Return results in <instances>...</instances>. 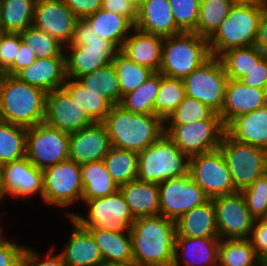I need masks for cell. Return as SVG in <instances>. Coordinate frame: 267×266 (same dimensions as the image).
<instances>
[{"label": "cell", "instance_id": "obj_1", "mask_svg": "<svg viewBox=\"0 0 267 266\" xmlns=\"http://www.w3.org/2000/svg\"><path fill=\"white\" fill-rule=\"evenodd\" d=\"M102 124L111 146L141 152L165 133V122L155 114H137L113 105Z\"/></svg>", "mask_w": 267, "mask_h": 266}, {"label": "cell", "instance_id": "obj_2", "mask_svg": "<svg viewBox=\"0 0 267 266\" xmlns=\"http://www.w3.org/2000/svg\"><path fill=\"white\" fill-rule=\"evenodd\" d=\"M134 262L173 266L176 223L162 215L136 218L131 225Z\"/></svg>", "mask_w": 267, "mask_h": 266}, {"label": "cell", "instance_id": "obj_3", "mask_svg": "<svg viewBox=\"0 0 267 266\" xmlns=\"http://www.w3.org/2000/svg\"><path fill=\"white\" fill-rule=\"evenodd\" d=\"M46 94L15 76L0 75V121L25 128L42 123Z\"/></svg>", "mask_w": 267, "mask_h": 266}, {"label": "cell", "instance_id": "obj_4", "mask_svg": "<svg viewBox=\"0 0 267 266\" xmlns=\"http://www.w3.org/2000/svg\"><path fill=\"white\" fill-rule=\"evenodd\" d=\"M67 47L71 52L66 56V75L71 79L91 74L108 65L119 51L112 42L99 37L84 19L76 21Z\"/></svg>", "mask_w": 267, "mask_h": 266}, {"label": "cell", "instance_id": "obj_5", "mask_svg": "<svg viewBox=\"0 0 267 266\" xmlns=\"http://www.w3.org/2000/svg\"><path fill=\"white\" fill-rule=\"evenodd\" d=\"M211 57L206 38L195 32L164 37L159 72L171 79H184Z\"/></svg>", "mask_w": 267, "mask_h": 266}, {"label": "cell", "instance_id": "obj_6", "mask_svg": "<svg viewBox=\"0 0 267 266\" xmlns=\"http://www.w3.org/2000/svg\"><path fill=\"white\" fill-rule=\"evenodd\" d=\"M263 8L264 0L253 5H233L219 29L208 40L211 56L219 57L229 49L254 45Z\"/></svg>", "mask_w": 267, "mask_h": 266}, {"label": "cell", "instance_id": "obj_7", "mask_svg": "<svg viewBox=\"0 0 267 266\" xmlns=\"http://www.w3.org/2000/svg\"><path fill=\"white\" fill-rule=\"evenodd\" d=\"M189 157L164 133L157 141L138 153L137 179L160 184L189 174Z\"/></svg>", "mask_w": 267, "mask_h": 266}, {"label": "cell", "instance_id": "obj_8", "mask_svg": "<svg viewBox=\"0 0 267 266\" xmlns=\"http://www.w3.org/2000/svg\"><path fill=\"white\" fill-rule=\"evenodd\" d=\"M222 151L232 182L237 191L249 187L258 177L267 172V150L240 143L226 132L219 146Z\"/></svg>", "mask_w": 267, "mask_h": 266}, {"label": "cell", "instance_id": "obj_9", "mask_svg": "<svg viewBox=\"0 0 267 266\" xmlns=\"http://www.w3.org/2000/svg\"><path fill=\"white\" fill-rule=\"evenodd\" d=\"M87 217L66 212L68 218L75 219L83 228H100L110 232L127 233L135 221L120 190L114 194L94 198L85 202Z\"/></svg>", "mask_w": 267, "mask_h": 266}, {"label": "cell", "instance_id": "obj_10", "mask_svg": "<svg viewBox=\"0 0 267 266\" xmlns=\"http://www.w3.org/2000/svg\"><path fill=\"white\" fill-rule=\"evenodd\" d=\"M228 80L219 57L211 56L183 79L185 96L199 100L219 114Z\"/></svg>", "mask_w": 267, "mask_h": 266}, {"label": "cell", "instance_id": "obj_11", "mask_svg": "<svg viewBox=\"0 0 267 266\" xmlns=\"http://www.w3.org/2000/svg\"><path fill=\"white\" fill-rule=\"evenodd\" d=\"M70 134L42 122L27 128L26 157L45 170L69 159Z\"/></svg>", "mask_w": 267, "mask_h": 266}, {"label": "cell", "instance_id": "obj_12", "mask_svg": "<svg viewBox=\"0 0 267 266\" xmlns=\"http://www.w3.org/2000/svg\"><path fill=\"white\" fill-rule=\"evenodd\" d=\"M189 174L210 199L238 192L220 148L190 157Z\"/></svg>", "mask_w": 267, "mask_h": 266}, {"label": "cell", "instance_id": "obj_13", "mask_svg": "<svg viewBox=\"0 0 267 266\" xmlns=\"http://www.w3.org/2000/svg\"><path fill=\"white\" fill-rule=\"evenodd\" d=\"M168 126H165V133L189 158L219 148L226 132L221 119H204Z\"/></svg>", "mask_w": 267, "mask_h": 266}, {"label": "cell", "instance_id": "obj_14", "mask_svg": "<svg viewBox=\"0 0 267 266\" xmlns=\"http://www.w3.org/2000/svg\"><path fill=\"white\" fill-rule=\"evenodd\" d=\"M43 201L64 208L81 201L83 184L81 165L66 160L43 170Z\"/></svg>", "mask_w": 267, "mask_h": 266}, {"label": "cell", "instance_id": "obj_15", "mask_svg": "<svg viewBox=\"0 0 267 266\" xmlns=\"http://www.w3.org/2000/svg\"><path fill=\"white\" fill-rule=\"evenodd\" d=\"M158 187L160 215L174 222L194 207L210 200L190 174L165 180Z\"/></svg>", "mask_w": 267, "mask_h": 266}, {"label": "cell", "instance_id": "obj_16", "mask_svg": "<svg viewBox=\"0 0 267 266\" xmlns=\"http://www.w3.org/2000/svg\"><path fill=\"white\" fill-rule=\"evenodd\" d=\"M220 239H249L255 218L250 214L241 192L212 199Z\"/></svg>", "mask_w": 267, "mask_h": 266}, {"label": "cell", "instance_id": "obj_17", "mask_svg": "<svg viewBox=\"0 0 267 266\" xmlns=\"http://www.w3.org/2000/svg\"><path fill=\"white\" fill-rule=\"evenodd\" d=\"M43 122L69 134L94 124L64 88L46 94Z\"/></svg>", "mask_w": 267, "mask_h": 266}, {"label": "cell", "instance_id": "obj_18", "mask_svg": "<svg viewBox=\"0 0 267 266\" xmlns=\"http://www.w3.org/2000/svg\"><path fill=\"white\" fill-rule=\"evenodd\" d=\"M78 18L63 0H36L33 26L68 45Z\"/></svg>", "mask_w": 267, "mask_h": 266}, {"label": "cell", "instance_id": "obj_19", "mask_svg": "<svg viewBox=\"0 0 267 266\" xmlns=\"http://www.w3.org/2000/svg\"><path fill=\"white\" fill-rule=\"evenodd\" d=\"M267 104V90L250 87L240 80L227 82L224 104L219 113L225 128L238 116L247 114Z\"/></svg>", "mask_w": 267, "mask_h": 266}, {"label": "cell", "instance_id": "obj_20", "mask_svg": "<svg viewBox=\"0 0 267 266\" xmlns=\"http://www.w3.org/2000/svg\"><path fill=\"white\" fill-rule=\"evenodd\" d=\"M111 147L108 133L102 123L73 132L69 137V160L85 164L103 160Z\"/></svg>", "mask_w": 267, "mask_h": 266}, {"label": "cell", "instance_id": "obj_21", "mask_svg": "<svg viewBox=\"0 0 267 266\" xmlns=\"http://www.w3.org/2000/svg\"><path fill=\"white\" fill-rule=\"evenodd\" d=\"M5 196L29 198L40 194L43 199V170L38 169L27 157L4 164Z\"/></svg>", "mask_w": 267, "mask_h": 266}, {"label": "cell", "instance_id": "obj_22", "mask_svg": "<svg viewBox=\"0 0 267 266\" xmlns=\"http://www.w3.org/2000/svg\"><path fill=\"white\" fill-rule=\"evenodd\" d=\"M15 77L45 93L63 88L66 82V57L36 58Z\"/></svg>", "mask_w": 267, "mask_h": 266}, {"label": "cell", "instance_id": "obj_23", "mask_svg": "<svg viewBox=\"0 0 267 266\" xmlns=\"http://www.w3.org/2000/svg\"><path fill=\"white\" fill-rule=\"evenodd\" d=\"M220 240L219 237L176 236L173 266H181V262L184 266H218Z\"/></svg>", "mask_w": 267, "mask_h": 266}, {"label": "cell", "instance_id": "obj_24", "mask_svg": "<svg viewBox=\"0 0 267 266\" xmlns=\"http://www.w3.org/2000/svg\"><path fill=\"white\" fill-rule=\"evenodd\" d=\"M133 32V34H132ZM120 49L134 63L159 72L162 62L164 37L143 32L136 27L132 29Z\"/></svg>", "mask_w": 267, "mask_h": 266}, {"label": "cell", "instance_id": "obj_25", "mask_svg": "<svg viewBox=\"0 0 267 266\" xmlns=\"http://www.w3.org/2000/svg\"><path fill=\"white\" fill-rule=\"evenodd\" d=\"M69 219L74 228L64 251L59 253L67 266H97L102 263V255L91 233L72 217Z\"/></svg>", "mask_w": 267, "mask_h": 266}, {"label": "cell", "instance_id": "obj_26", "mask_svg": "<svg viewBox=\"0 0 267 266\" xmlns=\"http://www.w3.org/2000/svg\"><path fill=\"white\" fill-rule=\"evenodd\" d=\"M137 29L168 37L182 32L175 24L168 0H146L137 10Z\"/></svg>", "mask_w": 267, "mask_h": 266}, {"label": "cell", "instance_id": "obj_27", "mask_svg": "<svg viewBox=\"0 0 267 266\" xmlns=\"http://www.w3.org/2000/svg\"><path fill=\"white\" fill-rule=\"evenodd\" d=\"M225 131L240 143L267 150V104L236 117Z\"/></svg>", "mask_w": 267, "mask_h": 266}, {"label": "cell", "instance_id": "obj_28", "mask_svg": "<svg viewBox=\"0 0 267 266\" xmlns=\"http://www.w3.org/2000/svg\"><path fill=\"white\" fill-rule=\"evenodd\" d=\"M119 190L135 219L160 215L158 184L135 179L119 187Z\"/></svg>", "mask_w": 267, "mask_h": 266}, {"label": "cell", "instance_id": "obj_29", "mask_svg": "<svg viewBox=\"0 0 267 266\" xmlns=\"http://www.w3.org/2000/svg\"><path fill=\"white\" fill-rule=\"evenodd\" d=\"M176 236L219 237L212 199L186 212L176 222Z\"/></svg>", "mask_w": 267, "mask_h": 266}, {"label": "cell", "instance_id": "obj_30", "mask_svg": "<svg viewBox=\"0 0 267 266\" xmlns=\"http://www.w3.org/2000/svg\"><path fill=\"white\" fill-rule=\"evenodd\" d=\"M93 236L103 262L131 265L134 262L130 232H110L100 228H85Z\"/></svg>", "mask_w": 267, "mask_h": 266}, {"label": "cell", "instance_id": "obj_31", "mask_svg": "<svg viewBox=\"0 0 267 266\" xmlns=\"http://www.w3.org/2000/svg\"><path fill=\"white\" fill-rule=\"evenodd\" d=\"M84 20L99 37L112 42L119 50L130 35L129 32L135 27L127 17L102 8Z\"/></svg>", "mask_w": 267, "mask_h": 266}, {"label": "cell", "instance_id": "obj_32", "mask_svg": "<svg viewBox=\"0 0 267 266\" xmlns=\"http://www.w3.org/2000/svg\"><path fill=\"white\" fill-rule=\"evenodd\" d=\"M83 193L81 201L114 194L119 187L114 183L103 160L81 165Z\"/></svg>", "mask_w": 267, "mask_h": 266}, {"label": "cell", "instance_id": "obj_33", "mask_svg": "<svg viewBox=\"0 0 267 266\" xmlns=\"http://www.w3.org/2000/svg\"><path fill=\"white\" fill-rule=\"evenodd\" d=\"M36 0H0V31L20 33L32 26Z\"/></svg>", "mask_w": 267, "mask_h": 266}, {"label": "cell", "instance_id": "obj_34", "mask_svg": "<svg viewBox=\"0 0 267 266\" xmlns=\"http://www.w3.org/2000/svg\"><path fill=\"white\" fill-rule=\"evenodd\" d=\"M63 88L84 108L94 123H102L113 106L99 91L83 88L75 79L67 77Z\"/></svg>", "mask_w": 267, "mask_h": 266}, {"label": "cell", "instance_id": "obj_35", "mask_svg": "<svg viewBox=\"0 0 267 266\" xmlns=\"http://www.w3.org/2000/svg\"><path fill=\"white\" fill-rule=\"evenodd\" d=\"M75 80L83 88L99 91L112 105L120 104L123 99L113 62Z\"/></svg>", "mask_w": 267, "mask_h": 266}, {"label": "cell", "instance_id": "obj_36", "mask_svg": "<svg viewBox=\"0 0 267 266\" xmlns=\"http://www.w3.org/2000/svg\"><path fill=\"white\" fill-rule=\"evenodd\" d=\"M103 162L110 173L114 183L121 187L138 175V153L125 149L110 147Z\"/></svg>", "mask_w": 267, "mask_h": 266}, {"label": "cell", "instance_id": "obj_37", "mask_svg": "<svg viewBox=\"0 0 267 266\" xmlns=\"http://www.w3.org/2000/svg\"><path fill=\"white\" fill-rule=\"evenodd\" d=\"M265 55L255 46L232 48L223 52L221 60L229 79L240 80L248 74Z\"/></svg>", "mask_w": 267, "mask_h": 266}, {"label": "cell", "instance_id": "obj_38", "mask_svg": "<svg viewBox=\"0 0 267 266\" xmlns=\"http://www.w3.org/2000/svg\"><path fill=\"white\" fill-rule=\"evenodd\" d=\"M161 73L154 72L133 92L125 95L119 105L137 114H154V102L159 92Z\"/></svg>", "mask_w": 267, "mask_h": 266}, {"label": "cell", "instance_id": "obj_39", "mask_svg": "<svg viewBox=\"0 0 267 266\" xmlns=\"http://www.w3.org/2000/svg\"><path fill=\"white\" fill-rule=\"evenodd\" d=\"M112 62L116 67L122 98L137 89L154 73L153 70L134 63L121 50L116 53Z\"/></svg>", "mask_w": 267, "mask_h": 266}, {"label": "cell", "instance_id": "obj_40", "mask_svg": "<svg viewBox=\"0 0 267 266\" xmlns=\"http://www.w3.org/2000/svg\"><path fill=\"white\" fill-rule=\"evenodd\" d=\"M232 6L228 0H201L195 33L209 40L229 15Z\"/></svg>", "mask_w": 267, "mask_h": 266}, {"label": "cell", "instance_id": "obj_41", "mask_svg": "<svg viewBox=\"0 0 267 266\" xmlns=\"http://www.w3.org/2000/svg\"><path fill=\"white\" fill-rule=\"evenodd\" d=\"M27 128L0 121V163L26 157Z\"/></svg>", "mask_w": 267, "mask_h": 266}, {"label": "cell", "instance_id": "obj_42", "mask_svg": "<svg viewBox=\"0 0 267 266\" xmlns=\"http://www.w3.org/2000/svg\"><path fill=\"white\" fill-rule=\"evenodd\" d=\"M184 97L183 79H171L161 73L160 88L154 102V114L166 122Z\"/></svg>", "mask_w": 267, "mask_h": 266}, {"label": "cell", "instance_id": "obj_43", "mask_svg": "<svg viewBox=\"0 0 267 266\" xmlns=\"http://www.w3.org/2000/svg\"><path fill=\"white\" fill-rule=\"evenodd\" d=\"M256 256L249 239H221L218 266H254Z\"/></svg>", "mask_w": 267, "mask_h": 266}, {"label": "cell", "instance_id": "obj_44", "mask_svg": "<svg viewBox=\"0 0 267 266\" xmlns=\"http://www.w3.org/2000/svg\"><path fill=\"white\" fill-rule=\"evenodd\" d=\"M20 35L26 45H31L36 58L66 57L62 43L33 25L20 32Z\"/></svg>", "mask_w": 267, "mask_h": 266}, {"label": "cell", "instance_id": "obj_45", "mask_svg": "<svg viewBox=\"0 0 267 266\" xmlns=\"http://www.w3.org/2000/svg\"><path fill=\"white\" fill-rule=\"evenodd\" d=\"M204 119H221L207 105L197 99L185 96L184 100L177 106L174 113L165 124H189Z\"/></svg>", "mask_w": 267, "mask_h": 266}, {"label": "cell", "instance_id": "obj_46", "mask_svg": "<svg viewBox=\"0 0 267 266\" xmlns=\"http://www.w3.org/2000/svg\"><path fill=\"white\" fill-rule=\"evenodd\" d=\"M176 26L182 32H196L201 0H168Z\"/></svg>", "mask_w": 267, "mask_h": 266}, {"label": "cell", "instance_id": "obj_47", "mask_svg": "<svg viewBox=\"0 0 267 266\" xmlns=\"http://www.w3.org/2000/svg\"><path fill=\"white\" fill-rule=\"evenodd\" d=\"M250 214L255 218L267 217V172L241 191Z\"/></svg>", "mask_w": 267, "mask_h": 266}, {"label": "cell", "instance_id": "obj_48", "mask_svg": "<svg viewBox=\"0 0 267 266\" xmlns=\"http://www.w3.org/2000/svg\"><path fill=\"white\" fill-rule=\"evenodd\" d=\"M21 42L20 33L0 31V75L14 64Z\"/></svg>", "mask_w": 267, "mask_h": 266}, {"label": "cell", "instance_id": "obj_49", "mask_svg": "<svg viewBox=\"0 0 267 266\" xmlns=\"http://www.w3.org/2000/svg\"><path fill=\"white\" fill-rule=\"evenodd\" d=\"M54 247L50 248L44 260L41 259L40 253L26 247L22 256V266H67L60 254L53 255Z\"/></svg>", "mask_w": 267, "mask_h": 266}, {"label": "cell", "instance_id": "obj_50", "mask_svg": "<svg viewBox=\"0 0 267 266\" xmlns=\"http://www.w3.org/2000/svg\"><path fill=\"white\" fill-rule=\"evenodd\" d=\"M249 240L256 256L263 260L267 256V217L255 220Z\"/></svg>", "mask_w": 267, "mask_h": 266}, {"label": "cell", "instance_id": "obj_51", "mask_svg": "<svg viewBox=\"0 0 267 266\" xmlns=\"http://www.w3.org/2000/svg\"><path fill=\"white\" fill-rule=\"evenodd\" d=\"M26 246L6 241L0 236V266H22Z\"/></svg>", "mask_w": 267, "mask_h": 266}, {"label": "cell", "instance_id": "obj_52", "mask_svg": "<svg viewBox=\"0 0 267 266\" xmlns=\"http://www.w3.org/2000/svg\"><path fill=\"white\" fill-rule=\"evenodd\" d=\"M240 81L250 87L267 90V56H264Z\"/></svg>", "mask_w": 267, "mask_h": 266}, {"label": "cell", "instance_id": "obj_53", "mask_svg": "<svg viewBox=\"0 0 267 266\" xmlns=\"http://www.w3.org/2000/svg\"><path fill=\"white\" fill-rule=\"evenodd\" d=\"M36 60L35 53L31 45H26L23 41L16 54L14 64L4 73L10 76H16L23 68H26Z\"/></svg>", "mask_w": 267, "mask_h": 266}, {"label": "cell", "instance_id": "obj_54", "mask_svg": "<svg viewBox=\"0 0 267 266\" xmlns=\"http://www.w3.org/2000/svg\"><path fill=\"white\" fill-rule=\"evenodd\" d=\"M78 19H84L101 9L102 0H63Z\"/></svg>", "mask_w": 267, "mask_h": 266}, {"label": "cell", "instance_id": "obj_55", "mask_svg": "<svg viewBox=\"0 0 267 266\" xmlns=\"http://www.w3.org/2000/svg\"><path fill=\"white\" fill-rule=\"evenodd\" d=\"M101 8L125 16L135 25L137 10L128 0H102Z\"/></svg>", "mask_w": 267, "mask_h": 266}, {"label": "cell", "instance_id": "obj_56", "mask_svg": "<svg viewBox=\"0 0 267 266\" xmlns=\"http://www.w3.org/2000/svg\"><path fill=\"white\" fill-rule=\"evenodd\" d=\"M254 45L267 56V0H264V8L262 9Z\"/></svg>", "mask_w": 267, "mask_h": 266}, {"label": "cell", "instance_id": "obj_57", "mask_svg": "<svg viewBox=\"0 0 267 266\" xmlns=\"http://www.w3.org/2000/svg\"><path fill=\"white\" fill-rule=\"evenodd\" d=\"M5 192L4 164L0 163V201L3 199V196H5Z\"/></svg>", "mask_w": 267, "mask_h": 266}, {"label": "cell", "instance_id": "obj_58", "mask_svg": "<svg viewBox=\"0 0 267 266\" xmlns=\"http://www.w3.org/2000/svg\"><path fill=\"white\" fill-rule=\"evenodd\" d=\"M232 5H253L258 4L261 0H228Z\"/></svg>", "mask_w": 267, "mask_h": 266}, {"label": "cell", "instance_id": "obj_59", "mask_svg": "<svg viewBox=\"0 0 267 266\" xmlns=\"http://www.w3.org/2000/svg\"><path fill=\"white\" fill-rule=\"evenodd\" d=\"M138 10L146 0H128Z\"/></svg>", "mask_w": 267, "mask_h": 266}, {"label": "cell", "instance_id": "obj_60", "mask_svg": "<svg viewBox=\"0 0 267 266\" xmlns=\"http://www.w3.org/2000/svg\"><path fill=\"white\" fill-rule=\"evenodd\" d=\"M97 266H131L128 264H121V263H110V262H102Z\"/></svg>", "mask_w": 267, "mask_h": 266}, {"label": "cell", "instance_id": "obj_61", "mask_svg": "<svg viewBox=\"0 0 267 266\" xmlns=\"http://www.w3.org/2000/svg\"><path fill=\"white\" fill-rule=\"evenodd\" d=\"M131 266H170V265H161V264H148V263H139L133 262Z\"/></svg>", "mask_w": 267, "mask_h": 266}, {"label": "cell", "instance_id": "obj_62", "mask_svg": "<svg viewBox=\"0 0 267 266\" xmlns=\"http://www.w3.org/2000/svg\"><path fill=\"white\" fill-rule=\"evenodd\" d=\"M254 266H264L262 260H259Z\"/></svg>", "mask_w": 267, "mask_h": 266}, {"label": "cell", "instance_id": "obj_63", "mask_svg": "<svg viewBox=\"0 0 267 266\" xmlns=\"http://www.w3.org/2000/svg\"><path fill=\"white\" fill-rule=\"evenodd\" d=\"M262 262L264 266H267V256L262 260Z\"/></svg>", "mask_w": 267, "mask_h": 266}]
</instances>
